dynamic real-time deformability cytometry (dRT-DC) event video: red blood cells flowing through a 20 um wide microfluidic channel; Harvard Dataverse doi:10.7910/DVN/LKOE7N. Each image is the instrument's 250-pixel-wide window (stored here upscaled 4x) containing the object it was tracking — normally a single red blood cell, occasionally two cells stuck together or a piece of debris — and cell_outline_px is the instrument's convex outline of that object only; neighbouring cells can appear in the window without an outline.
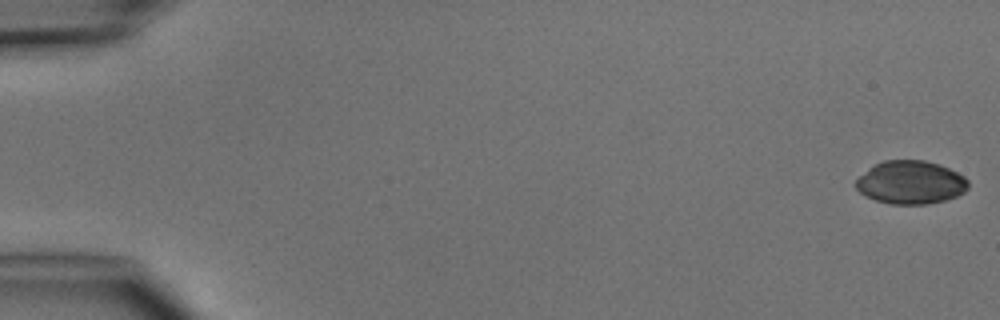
{"species": "common noctule bat (a hibernating species)", "species_latin": "Nyctalus noctula", "temperature_condition": "cold", "stored_images_in_passage": 6, "camera_frame_rate_fps": 3000, "um_per_image_px": 0.085, "animal": {"sex": "male", "body_mass_g": 15.6}, "frame": {"image": 1, "passage_image": 1, "time_ms": 0.0, "image_size_px": [1000, 320], "cell_outline_px": [[968, 188], [964, 192], [956, 196], [944, 200], [928, 204], [892, 204], [876, 200], [860, 192], [856, 188], [856, 180], [868, 168], [884, 160], [924, 160], [940, 164], [964, 176], [968, 180]], "centroid_in_image_um": [77.42, 15.5], "position_along_channel_um": 7.6, "area_um2": 28.15}}
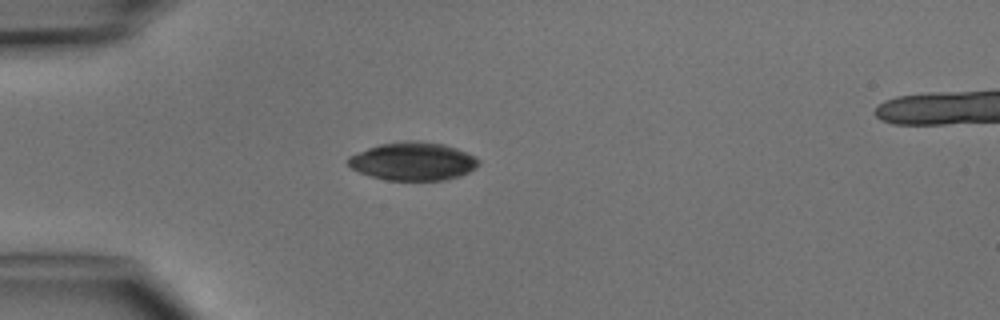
{"frame": {"image": 2, "passage_image": 5, "time_ms": 4.333, "image_size_px": [1000, 320], "cell_outline_px": [[480, 164], [468, 172], [460, 176], [444, 180], [388, 180], [372, 176], [360, 172], [352, 168], [348, 164], [348, 156], [368, 148], [380, 144], [400, 140], [420, 140], [444, 144], [468, 152], [476, 156], [480, 160]], "centroid_in_image_um": [35.14, 13.69], "position_along_channel_um": 49.9, "area_um2": 29.19}}